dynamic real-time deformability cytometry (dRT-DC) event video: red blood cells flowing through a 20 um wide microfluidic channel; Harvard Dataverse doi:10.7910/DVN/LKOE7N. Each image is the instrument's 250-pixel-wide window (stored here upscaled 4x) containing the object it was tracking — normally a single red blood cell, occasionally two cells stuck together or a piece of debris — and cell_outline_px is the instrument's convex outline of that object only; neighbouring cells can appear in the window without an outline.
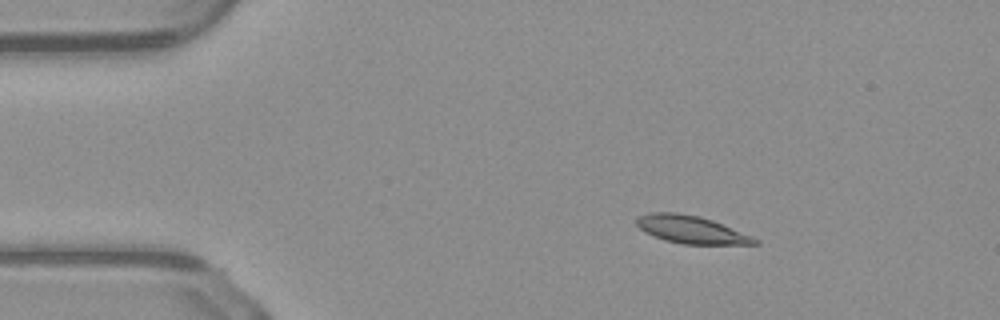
{"species": "common noctule bat (a hibernating species)", "species_latin": "Nyctalus noctula", "temperature_condition": "warm", "stored_images_in_passage": 43, "camera_frame_rate_fps": 3000, "um_per_image_px": 0.085, "animal": {"sex": "male", "body_mass_g": 23.1, "forearm_length_mm": 52.7}, "frame": {"image": 1, "passage_image": 1, "time_ms": 0.0, "image_size_px": [1000, 320], "cell_outline_px": [[760, 244], [684, 244], [664, 240], [644, 232], [636, 224], [636, 220], [640, 216], [648, 212], [676, 212], [700, 216], [712, 220], [752, 236], [760, 240]], "centroid_in_image_um": [58.74, 19.51], "position_along_channel_um": 26.3, "area_um2": 19.02}}
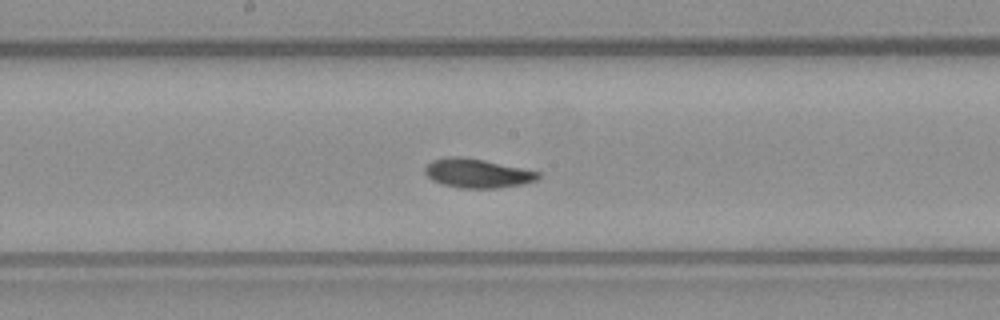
{"frame": {"image": 2, "passage_image": 19, "time_ms": 6.0, "image_size_px": [1000, 320], "cell_outline_px": [[540, 176], [536, 180], [524, 184], [496, 188], [460, 188], [444, 184], [432, 180], [424, 172], [424, 168], [432, 160], [448, 156], [460, 156], [540, 172]], "centroid_in_image_um": [40.54, 14.73], "position_along_channel_um": 207.7, "area_um2": 18.84}}
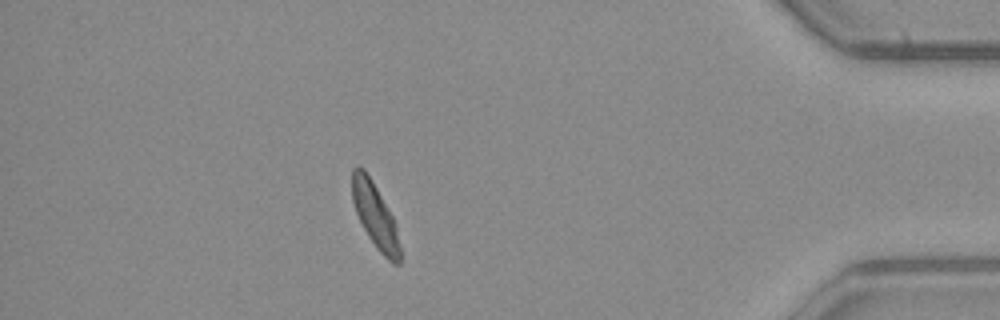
{"frame": {"image": 3, "passage_image": 37, "time_ms": 12.0, "image_size_px": [1000, 320], "cell_outline_px": [[400, 264], [392, 264], [376, 248], [368, 236], [356, 212], [352, 200], [352, 168], [356, 164], [360, 164], [364, 168], [372, 180], [392, 216], [396, 224], [400, 248]], "centroid_in_image_um": [31.87, 18.29], "position_along_channel_um": 403.3, "area_um2": 18.03}, "authors_computed_cell_mechanics": {"area_um2": 19.0162, "velocity_mm_per_s": 4.1, "shape_relaxation_time_tau1_ms": 3.1641, "shape_relaxation_time_tau2_ms": 2.7021, "deformation_change_tau1": 0.1387, "deformation_change_tau2": 0.0745}}